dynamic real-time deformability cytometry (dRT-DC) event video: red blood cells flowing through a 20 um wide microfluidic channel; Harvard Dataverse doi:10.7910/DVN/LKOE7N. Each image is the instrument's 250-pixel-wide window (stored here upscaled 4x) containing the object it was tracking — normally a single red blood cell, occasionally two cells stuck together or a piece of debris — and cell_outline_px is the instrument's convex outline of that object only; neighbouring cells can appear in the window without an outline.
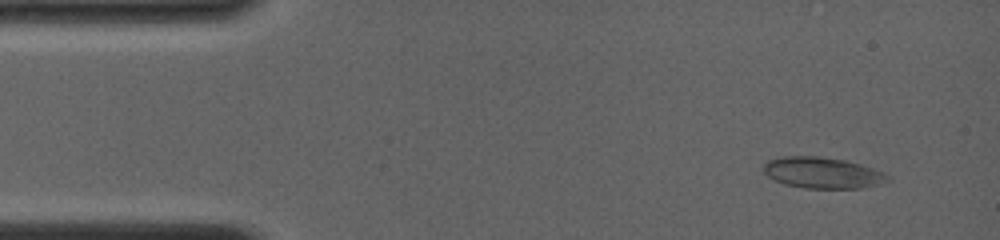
{"species": "common noctule bat (a hibernating species)", "species_latin": "Nyctalus noctula", "temperature_condition": "room temperature", "stored_images_in_passage": 52, "camera_frame_rate_fps": 4000, "um_per_image_px": 0.085, "animal": {"sex": "female", "body_mass_g": 19.0, "forearm_length_mm": 56.7}, "frame": {"image": 1, "passage_image": 5, "time_ms": 1.0, "image_size_px": [1000, 240], "cell_outline_px": [[892, 180], [860, 188], [804, 188], [784, 184], [768, 176], [764, 172], [764, 164], [768, 160], [776, 156], [820, 156], [844, 160], [860, 164], [872, 168], [892, 176]], "centroid_in_image_um": [69.9, 14.67], "position_along_channel_um": 15.1, "area_um2": 22.54}}
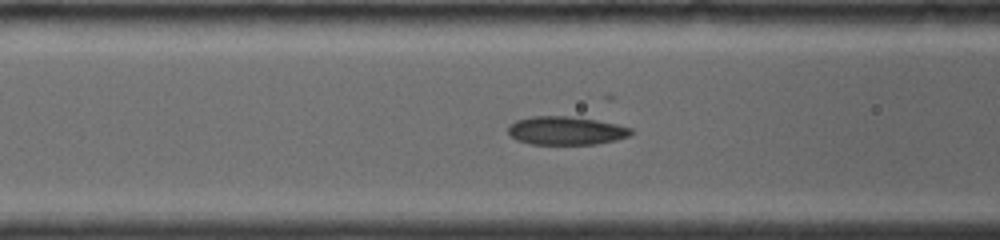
{"frame": {"image": 2, "passage_image": 35, "time_ms": 5.75, "image_size_px": [1000, 240], "cell_outline_px": [[632, 132], [628, 136], [616, 140], [596, 144], [532, 144], [516, 140], [508, 132], [508, 124], [516, 120], [532, 116], [568, 116], [596, 120], [616, 124], [632, 128]], "centroid_in_image_um": [48.08, 11.1], "position_along_channel_um": 118.5, "area_um2": 20.29}}
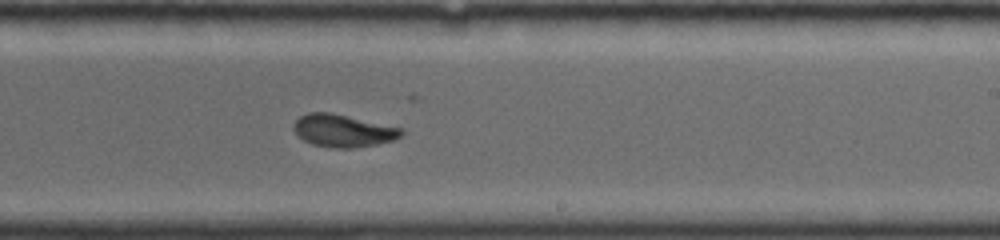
{"frame": {"image": 3, "passage_image": 52, "time_ms": 9.25, "image_size_px": [1000, 240], "cell_outline_px": [[404, 132], [400, 136], [392, 140], [376, 144], [352, 148], [332, 148], [312, 144], [304, 140], [292, 128], [296, 120], [300, 116], [308, 112], [328, 112], [404, 128]], "centroid_in_image_um": [29.16, 11.11], "position_along_channel_um": 259.8, "area_um2": 20.23}}